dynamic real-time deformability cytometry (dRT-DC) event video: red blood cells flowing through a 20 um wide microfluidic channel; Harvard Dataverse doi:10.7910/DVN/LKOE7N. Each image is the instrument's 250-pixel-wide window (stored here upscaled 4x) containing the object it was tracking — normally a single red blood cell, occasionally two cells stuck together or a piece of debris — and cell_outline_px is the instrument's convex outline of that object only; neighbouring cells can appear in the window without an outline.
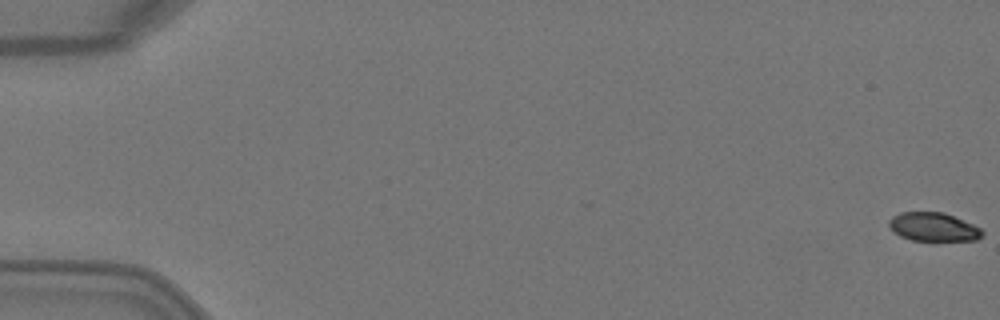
{"species": "Egyptian fruit bat (a non-hibernating species)", "species_latin": "Rousettus aegyptiacus", "temperature_condition": "warm", "stored_images_in_passage": 6, "camera_frame_rate_fps": 3000, "um_per_image_px": 0.085, "animal": {"sex": "female"}, "frame": {"image": 1, "passage_image": 1, "time_ms": 0.0, "image_size_px": [1000, 320], "cell_outline_px": [[984, 236], [976, 240], [912, 240], [900, 236], [888, 224], [888, 220], [892, 216], [900, 212], [944, 212], [972, 224], [980, 228], [984, 232]], "centroid_in_image_um": [79.35, 19.28], "position_along_channel_um": 5.7, "area_um2": 15.43}}